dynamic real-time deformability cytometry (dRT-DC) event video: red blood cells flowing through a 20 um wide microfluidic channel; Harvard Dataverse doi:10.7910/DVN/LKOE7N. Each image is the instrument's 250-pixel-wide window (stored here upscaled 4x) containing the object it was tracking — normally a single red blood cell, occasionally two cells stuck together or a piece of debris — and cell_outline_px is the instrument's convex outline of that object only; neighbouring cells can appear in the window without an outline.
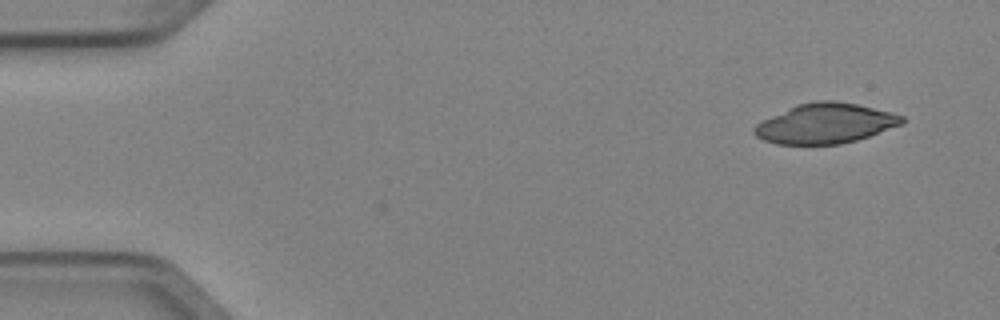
{"species": "Egyptian fruit bat (a non-hibernating species)", "species_latin": "Rousettus aegyptiacus", "temperature_condition": "cold", "stored_images_in_passage": 4, "camera_frame_rate_fps": 3000, "um_per_image_px": 0.085, "animal": {"sex": "female"}, "frame": {"image": 1, "passage_image": 1, "time_ms": 0.0, "image_size_px": [1000, 320], "cell_outline_px": [[904, 124], [856, 140], [840, 144], [776, 144], [764, 140], [756, 136], [752, 132], [752, 128], [756, 124], [796, 104], [816, 100], [832, 100], [856, 104], [892, 112], [904, 116]], "centroid_in_image_um": [70.16, 10.49], "position_along_channel_um": 14.8, "area_um2": 34.39}}